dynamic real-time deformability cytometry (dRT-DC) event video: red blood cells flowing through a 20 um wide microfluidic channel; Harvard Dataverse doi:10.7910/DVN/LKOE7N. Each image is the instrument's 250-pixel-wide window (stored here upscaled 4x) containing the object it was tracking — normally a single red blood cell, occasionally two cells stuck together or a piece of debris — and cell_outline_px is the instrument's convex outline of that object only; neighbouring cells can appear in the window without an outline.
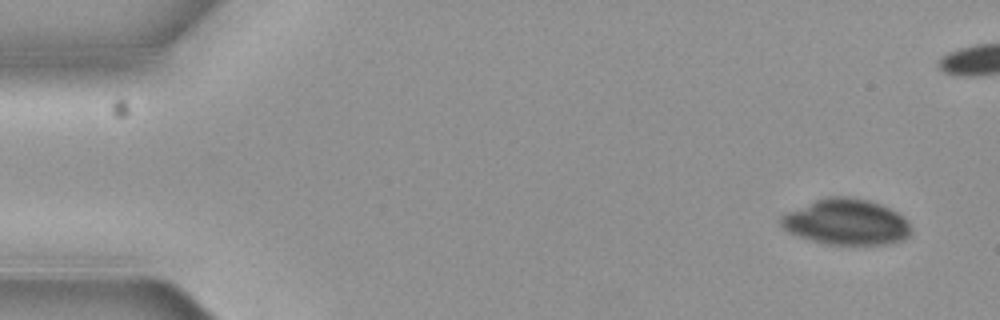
{"species": "common noctule bat (a hibernating species)", "species_latin": "Nyctalus noctula", "temperature_condition": "cold", "stored_images_in_passage": 5, "camera_frame_rate_fps": 3000, "um_per_image_px": 0.085, "animal": {"sex": "female", "body_mass_g": 19.3, "forearm_length_mm": 54.1}, "frame": {"image": 1, "passage_image": 1, "time_ms": 0.0, "image_size_px": [1000, 320], "cell_outline_px": [[908, 236], [900, 240], [880, 244], [828, 244], [812, 240], [788, 232], [780, 224], [780, 216], [784, 212], [816, 200], [828, 196], [848, 196], [868, 200], [880, 204], [904, 216], [908, 220]], "centroid_in_image_um": [71.88, 18.85], "position_along_channel_um": 13.1, "area_um2": 34.33}}